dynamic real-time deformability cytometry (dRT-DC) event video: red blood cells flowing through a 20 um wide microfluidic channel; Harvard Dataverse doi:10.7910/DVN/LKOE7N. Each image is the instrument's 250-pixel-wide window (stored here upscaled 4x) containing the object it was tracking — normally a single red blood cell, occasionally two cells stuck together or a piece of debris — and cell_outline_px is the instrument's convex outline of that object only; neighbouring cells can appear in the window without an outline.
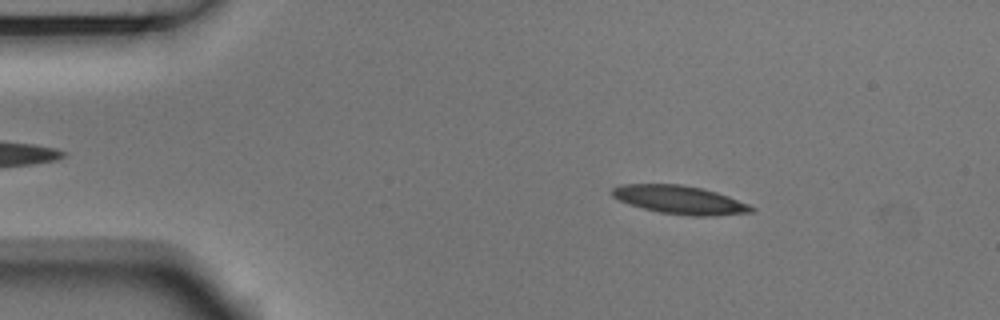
{"species": "Egyptian fruit bat (a non-hibernating species)", "species_latin": "Rousettus aegyptiacus", "temperature_condition": "room temperature", "stored_images_in_passage": 4, "camera_frame_rate_fps": 3000, "um_per_image_px": 0.085, "animal": {"sex": "male"}, "frame": {"image": 1, "passage_image": 2, "time_ms": 0.333, "image_size_px": [1000, 320], "cell_outline_px": [[756, 208], [752, 212], [712, 216], [688, 216], [660, 212], [644, 208], [620, 200], [612, 196], [612, 188], [620, 184], [680, 184], [700, 188], [716, 192], [728, 196], [748, 204]], "centroid_in_image_um": [57.8, 16.98], "position_along_channel_um": 27.2, "area_um2": 22.77}}
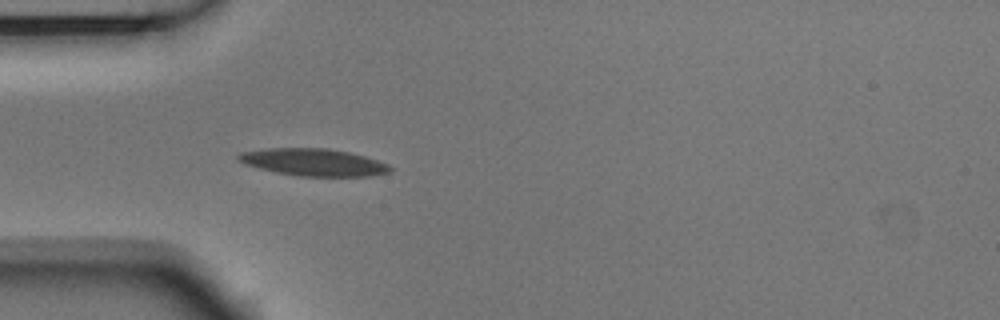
{"frame": {"image": 2, "passage_image": 4, "time_ms": 1.0, "image_size_px": [1000, 320], "cell_outline_px": [[392, 172], [372, 176], [300, 176], [276, 172], [244, 164], [236, 156], [240, 152], [264, 148], [328, 148], [348, 152], [364, 156], [388, 164], [392, 168]], "centroid_in_image_um": [26.66, 13.79], "position_along_channel_um": 58.3, "area_um2": 24.04}}